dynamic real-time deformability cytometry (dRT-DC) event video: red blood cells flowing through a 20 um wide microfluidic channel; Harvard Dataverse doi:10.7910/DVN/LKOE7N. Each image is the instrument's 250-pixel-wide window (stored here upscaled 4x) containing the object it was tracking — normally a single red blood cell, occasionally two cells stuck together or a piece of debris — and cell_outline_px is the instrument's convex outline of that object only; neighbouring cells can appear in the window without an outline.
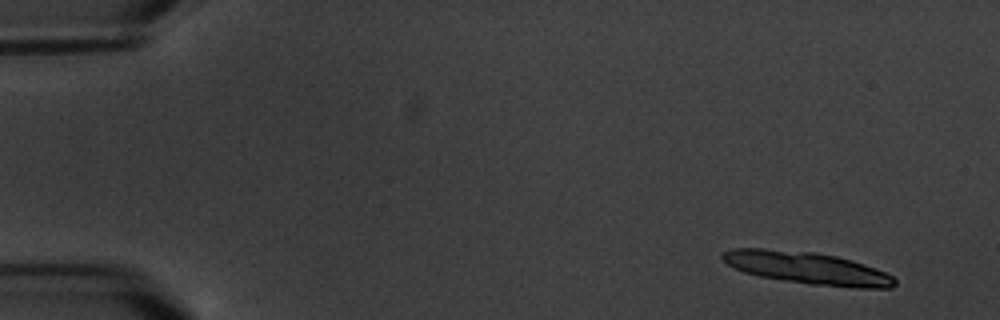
{"species": "common noctule bat (a hibernating species)", "species_latin": "Nyctalus noctula", "temperature_condition": "warm", "stored_images_in_passage": 6, "camera_frame_rate_fps": 3000, "um_per_image_px": 0.085, "animal": {"sex": "male", "body_mass_g": 20.1, "forearm_length_mm": 53.5}, "frame": {"image": 1, "passage_image": 2, "time_ms": 1.333, "image_size_px": [1000, 320], "cell_outline_px": [[896, 284], [892, 288], [856, 288], [812, 284], [784, 280], [760, 276], [744, 272], [728, 264], [720, 256], [720, 252], [732, 248], [764, 248], [812, 252], [836, 256], [852, 260], [864, 264], [884, 272], [892, 276], [896, 280]], "centroid_in_image_um": [68.6, 22.77], "position_along_channel_um": 16.4, "area_um2": 32.14}}